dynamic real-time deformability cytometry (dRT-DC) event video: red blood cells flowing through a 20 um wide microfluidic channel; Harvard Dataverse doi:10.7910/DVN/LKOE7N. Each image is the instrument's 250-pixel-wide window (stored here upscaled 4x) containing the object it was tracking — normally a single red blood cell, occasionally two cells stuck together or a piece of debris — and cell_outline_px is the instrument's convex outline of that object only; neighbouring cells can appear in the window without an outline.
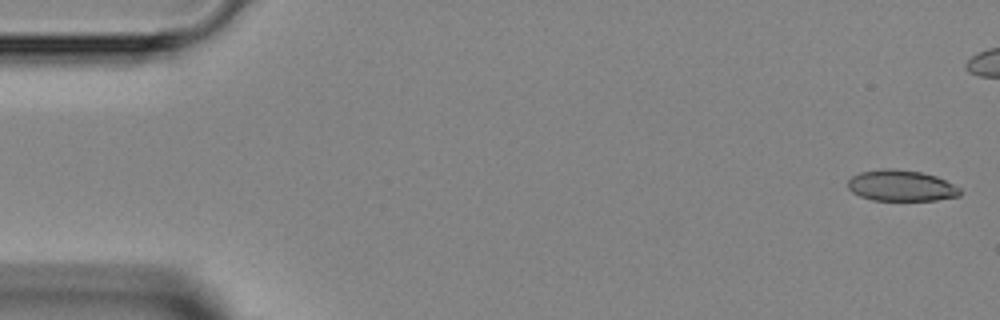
{"species": "Egyptian fruit bat (a non-hibernating species)", "species_latin": "Rousettus aegyptiacus", "temperature_condition": "room temperature", "stored_images_in_passage": 38, "camera_frame_rate_fps": 3000, "um_per_image_px": 0.085, "animal": {"sex": "female"}, "frame": {"image": 1, "passage_image": 1, "time_ms": 0.0, "image_size_px": [1000, 320], "cell_outline_px": [[960, 196], [936, 200], [872, 200], [860, 196], [852, 192], [848, 188], [848, 180], [852, 176], [860, 172], [880, 168], [896, 168], [920, 172], [936, 176], [960, 188]], "centroid_in_image_um": [76.57, 15.77], "position_along_channel_um": 8.4, "area_um2": 20.35}}
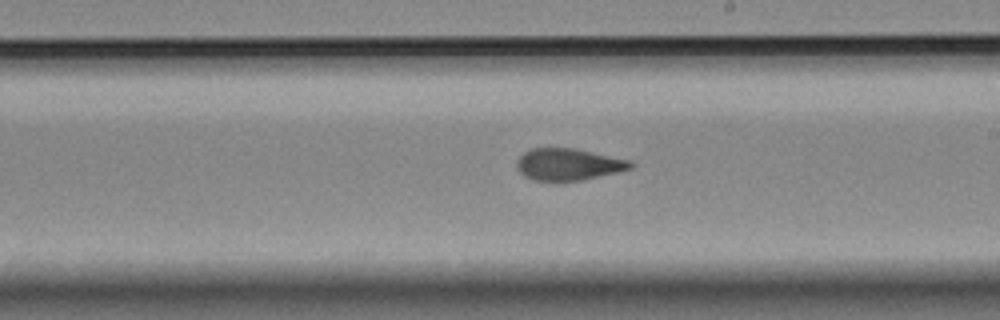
{"frame": {"image": 2, "passage_image": 26, "time_ms": 8.333, "image_size_px": [1000, 320], "cell_outline_px": [[636, 164], [632, 168], [616, 172], [580, 180], [556, 184], [532, 180], [524, 176], [516, 168], [516, 160], [524, 152], [532, 148], [576, 148], [632, 160]], "centroid_in_image_um": [48.29, 14.0], "position_along_channel_um": 240.7, "area_um2": 21.85}}
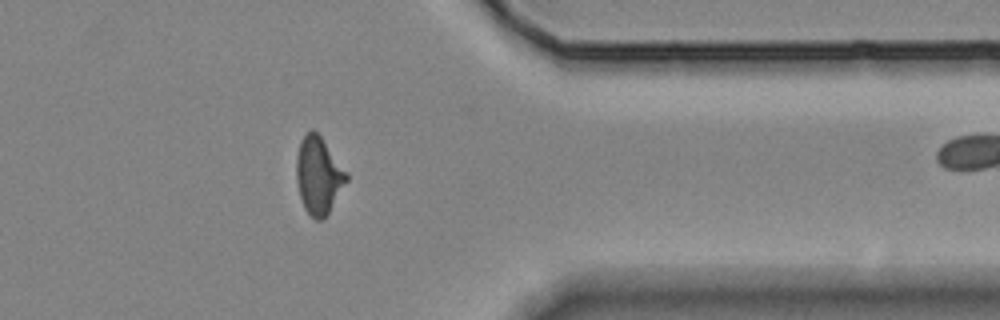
{"frame": {"image": 3, "passage_image": 37, "time_ms": 12.0, "image_size_px": [1000, 320], "cell_outline_px": [[348, 180], [324, 220], [316, 220], [304, 208], [300, 196], [296, 180], [296, 156], [300, 140], [312, 128], [320, 136], [348, 172]], "centroid_in_image_um": [27.08, 14.92], "position_along_channel_um": 384.3, "area_um2": 22.54}}